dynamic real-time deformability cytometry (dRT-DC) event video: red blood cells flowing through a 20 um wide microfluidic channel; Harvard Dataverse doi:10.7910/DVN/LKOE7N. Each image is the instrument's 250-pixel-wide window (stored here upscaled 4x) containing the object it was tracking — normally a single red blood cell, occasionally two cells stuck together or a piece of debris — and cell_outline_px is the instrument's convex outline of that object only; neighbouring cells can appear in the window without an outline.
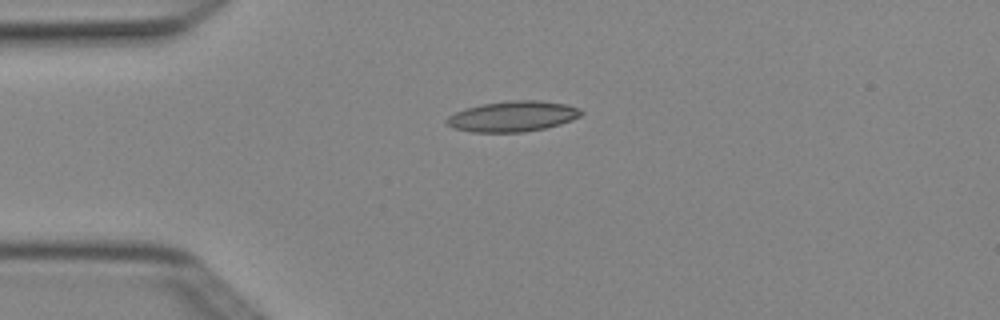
{"species": "Egyptian fruit bat (a non-hibernating species)", "species_latin": "Rousettus aegyptiacus", "temperature_condition": "cold", "stored_images_in_passage": 5, "camera_frame_rate_fps": 3000, "um_per_image_px": 0.085, "animal": {"sex": "female"}, "frame": {"image": 1, "passage_image": 5, "time_ms": 1.333, "image_size_px": [1000, 320], "cell_outline_px": [[584, 112], [580, 116], [572, 120], [560, 124], [544, 128], [524, 132], [472, 132], [452, 128], [444, 120], [448, 116], [464, 108], [480, 104], [512, 100], [540, 100], [564, 104], [580, 108]], "centroid_in_image_um": [43.56, 9.88], "position_along_channel_um": 41.4, "area_um2": 24.04}}